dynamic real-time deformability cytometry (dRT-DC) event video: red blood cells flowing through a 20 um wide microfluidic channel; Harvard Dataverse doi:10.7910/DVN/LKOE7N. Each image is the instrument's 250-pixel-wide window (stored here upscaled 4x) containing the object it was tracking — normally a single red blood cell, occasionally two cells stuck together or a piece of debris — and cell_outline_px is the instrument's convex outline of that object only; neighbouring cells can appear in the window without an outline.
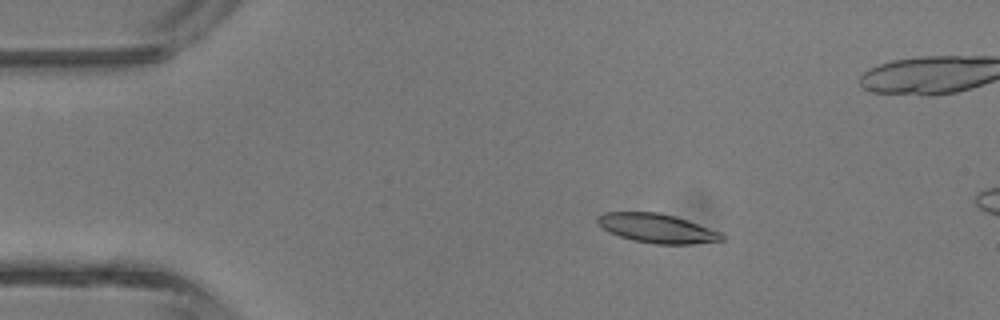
{"species": "common noctule bat (a hibernating species)", "species_latin": "Nyctalus noctula", "temperature_condition": "room temperature", "stored_images_in_passage": 3, "camera_frame_rate_fps": 3000, "um_per_image_px": 0.085, "animal": {"sex": "male", "body_mass_g": 13.3}, "frame": {"image": 1, "passage_image": 2, "time_ms": 1.0, "image_size_px": [1000, 320], "cell_outline_px": [[724, 240], [692, 244], [656, 244], [632, 240], [620, 236], [604, 228], [596, 220], [596, 216], [604, 212], [660, 212], [676, 216], [720, 232], [724, 236]], "centroid_in_image_um": [55.85, 19.4], "position_along_channel_um": 29.1, "area_um2": 20.92}}